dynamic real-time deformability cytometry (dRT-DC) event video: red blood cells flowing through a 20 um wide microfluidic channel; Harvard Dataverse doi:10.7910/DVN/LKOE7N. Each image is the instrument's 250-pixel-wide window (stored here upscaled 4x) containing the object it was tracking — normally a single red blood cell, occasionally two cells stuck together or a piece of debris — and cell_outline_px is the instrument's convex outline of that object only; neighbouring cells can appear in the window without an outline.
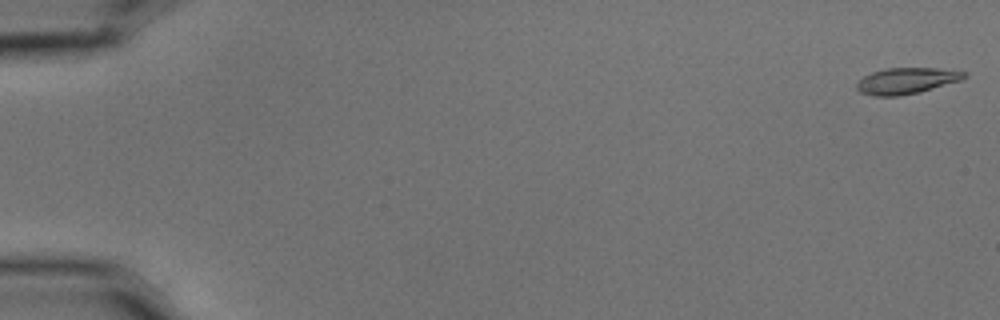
{"species": "common noctule bat (a hibernating species)", "species_latin": "Nyctalus noctula", "temperature_condition": "cold", "stored_images_in_passage": 57, "camera_frame_rate_fps": 3000, "um_per_image_px": 0.085, "animal": {"sex": "male", "body_mass_g": 15.6}, "frame": {"image": 1, "passage_image": 1, "time_ms": 0.0, "image_size_px": [1000, 320], "cell_outline_px": [[968, 76], [960, 80], [920, 92], [900, 96], [872, 96], [860, 92], [856, 88], [856, 84], [864, 76], [872, 72], [888, 68], [936, 68], [968, 72]], "centroid_in_image_um": [77.05, 6.87], "position_along_channel_um": 8.0, "area_um2": 16.36}}
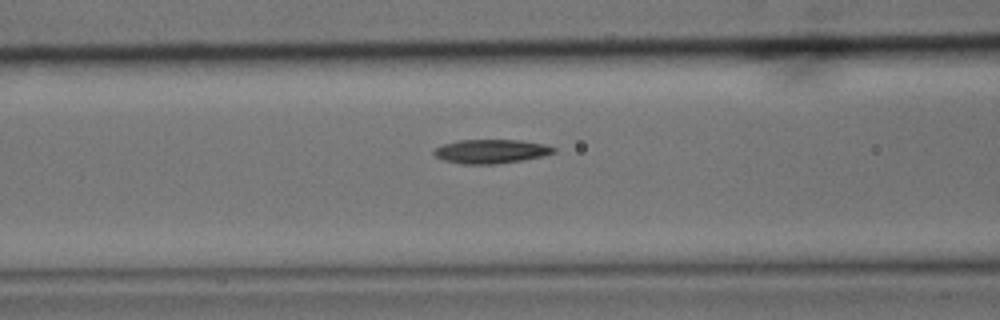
{"frame": {"image": 2, "passage_image": 24, "time_ms": 7.667, "image_size_px": [1000, 320], "cell_outline_px": [[556, 152], [544, 156], [524, 160], [496, 164], [460, 164], [444, 160], [436, 156], [432, 152], [436, 148], [444, 144], [456, 140], [520, 140], [544, 144], [556, 148]], "centroid_in_image_um": [41.76, 12.87], "position_along_channel_um": 124.8, "area_um2": 16.82}}
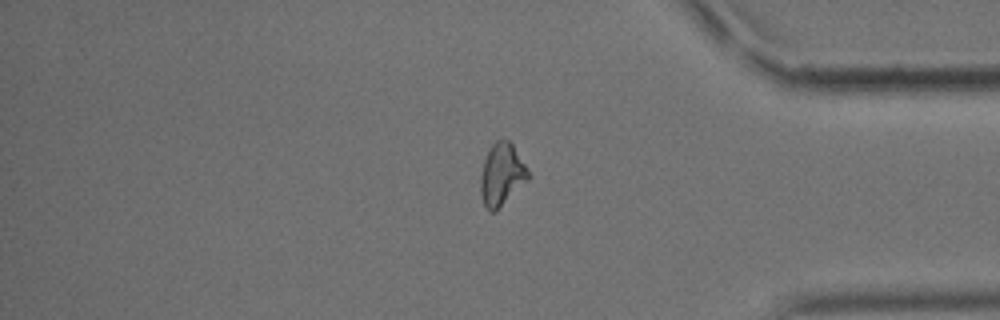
{"frame": {"image": 3, "passage_image": 48, "time_ms": 15.667, "image_size_px": [1000, 320], "cell_outline_px": [[528, 180], [496, 212], [488, 212], [484, 204], [480, 192], [480, 176], [484, 160], [492, 144], [496, 140], [504, 136], [512, 144], [528, 168]], "centroid_in_image_um": [42.64, 14.84], "position_along_channel_um": 392.6, "area_um2": 17.46}, "authors_computed_cell_mechanics": {"area_um2": 16.8198, "velocity_mm_per_s": 3.5645, "shape_relaxation_time_tau1_ms": 5.0952, "shape_relaxation_time_tau2_ms": 5.3451, "deformation_change_tau1": 0.1737, "deformation_change_tau2": 0.1445}}